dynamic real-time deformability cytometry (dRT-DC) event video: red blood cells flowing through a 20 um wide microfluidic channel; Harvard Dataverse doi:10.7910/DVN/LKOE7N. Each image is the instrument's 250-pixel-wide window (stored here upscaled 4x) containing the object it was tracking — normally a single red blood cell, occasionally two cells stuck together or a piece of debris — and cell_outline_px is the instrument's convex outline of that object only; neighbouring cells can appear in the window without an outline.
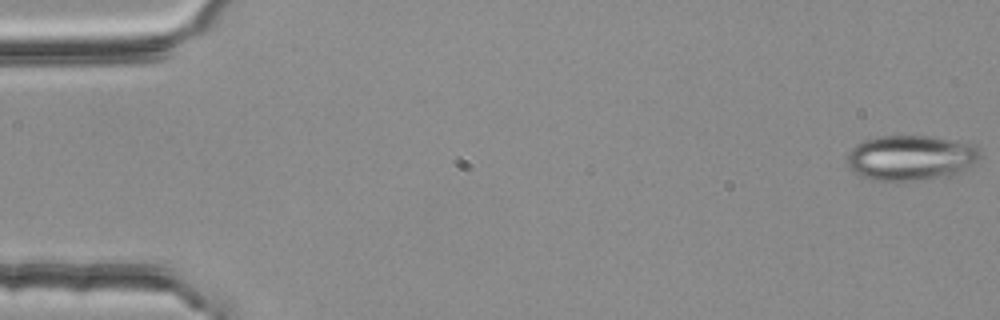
{"species": "common noctule bat (a hibernating species)", "species_latin": "Nyctalus noctula", "temperature_condition": "room temperature", "stored_images_in_passage": 54, "camera_frame_rate_fps": 3000, "um_per_image_px": 0.085, "animal": {"sex": "female", "body_mass_g": 25.1}, "frame": {"image": 1, "passage_image": 1, "time_ms": 0.0, "image_size_px": [1000, 320], "cell_outline_px": [[980, 160], [964, 172], [948, 176], [900, 184], [872, 180], [852, 172], [848, 164], [848, 152], [856, 144], [864, 140], [876, 136], [932, 136], [976, 144], [980, 148]], "centroid_in_image_um": [77.46, 13.45], "position_along_channel_um": 7.5, "area_um2": 36.36}}
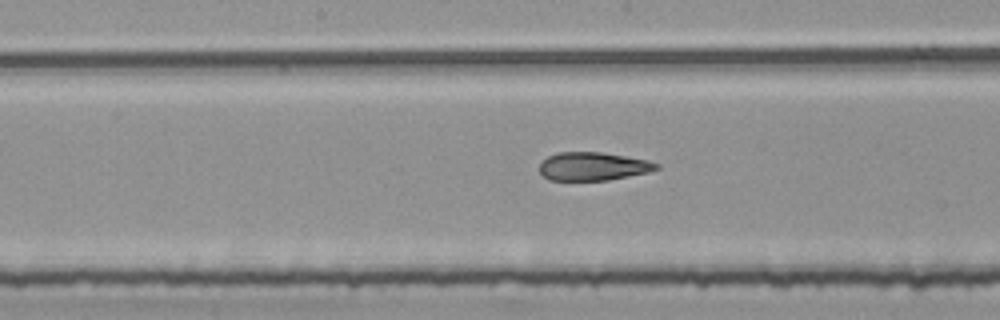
{"frame": {"image": 2, "passage_image": 28, "time_ms": 9.0, "image_size_px": [1000, 320], "cell_outline_px": [[660, 168], [648, 172], [608, 180], [548, 180], [540, 172], [540, 164], [548, 156], [556, 152], [600, 152], [648, 160], [660, 164]], "centroid_in_image_um": [50.41, 14.14], "position_along_channel_um": 197.8, "area_um2": 19.19}}
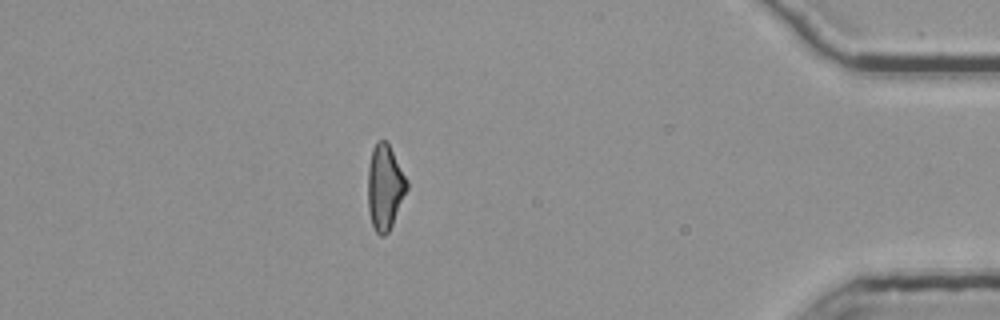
{"frame": {"image": 3, "passage_image": 48, "time_ms": 15.667, "image_size_px": [1000, 320], "cell_outline_px": [[408, 188], [392, 224], [388, 232], [384, 236], [380, 236], [376, 232], [372, 224], [368, 212], [368, 168], [372, 148], [376, 140], [384, 140], [388, 144], [408, 180]], "centroid_in_image_um": [32.7, 15.91], "position_along_channel_um": 402.5, "area_um2": 19.31}, "authors_computed_cell_mechanics": {"area_um2": 20.3167, "velocity_mm_per_s": 3.7788, "shape_relaxation_time_tau1_ms": null, "shape_relaxation_time_tau2_ms": 2.1039, "deformation_change_tau1": null, "deformation_change_tau2": 0.1169}}